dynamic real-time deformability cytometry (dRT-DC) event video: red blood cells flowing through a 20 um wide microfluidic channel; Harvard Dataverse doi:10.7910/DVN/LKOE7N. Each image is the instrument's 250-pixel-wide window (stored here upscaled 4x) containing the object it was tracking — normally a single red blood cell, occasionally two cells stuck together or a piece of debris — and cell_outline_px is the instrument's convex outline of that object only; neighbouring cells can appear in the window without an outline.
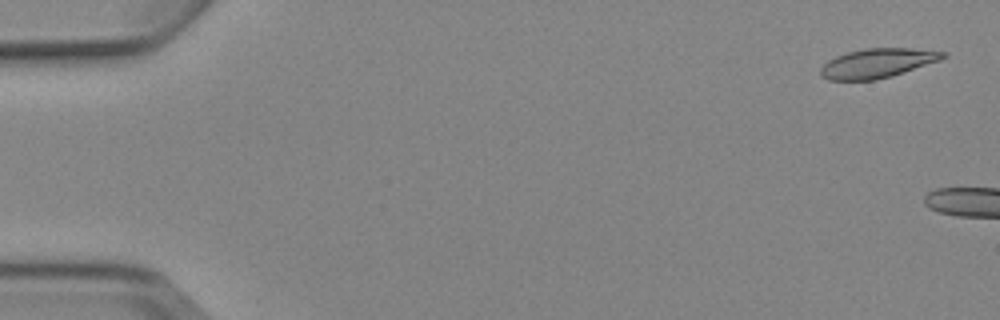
{"species": "Egyptian fruit bat (a non-hibernating species)", "species_latin": "Rousettus aegyptiacus", "temperature_condition": "cold", "stored_images_in_passage": 6, "camera_frame_rate_fps": 3000, "um_per_image_px": 0.085, "animal": {"sex": "female"}, "frame": {"image": 1, "passage_image": 1, "time_ms": 0.0, "image_size_px": [1000, 320], "cell_outline_px": [[948, 56], [940, 60], [892, 76], [876, 80], [828, 80], [820, 76], [820, 68], [828, 60], [836, 56], [848, 52], [864, 48], [912, 48], [948, 52]], "centroid_in_image_um": [74.59, 5.37], "position_along_channel_um": 10.4, "area_um2": 21.04}}